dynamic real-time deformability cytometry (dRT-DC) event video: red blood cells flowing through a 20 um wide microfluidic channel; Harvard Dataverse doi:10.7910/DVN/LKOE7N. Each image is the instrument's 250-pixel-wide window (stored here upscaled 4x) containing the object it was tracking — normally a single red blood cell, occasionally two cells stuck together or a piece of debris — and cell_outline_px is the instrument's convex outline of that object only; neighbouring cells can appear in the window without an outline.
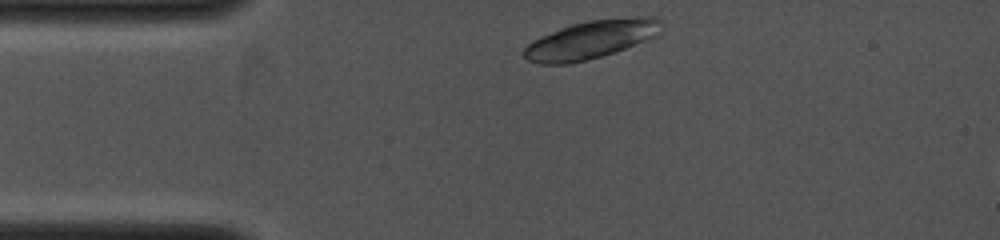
{"species": "common noctule bat (a hibernating species)", "species_latin": "Nyctalus noctula", "temperature_condition": "cold", "stored_images_in_passage": 6, "camera_frame_rate_fps": 4000, "um_per_image_px": 0.085, "animal": {"sex": "female", "body_mass_g": 19.0, "forearm_length_mm": 53.3}, "frame": {"image": 1, "passage_image": 1, "time_ms": 0.0, "image_size_px": [1000, 240], "cell_outline_px": [[664, 20], [660, 36], [600, 56], [568, 64], [540, 64], [528, 60], [524, 56], [524, 48], [532, 40], [540, 36], [560, 28], [572, 24], [588, 20], [632, 16], [656, 16]], "centroid_in_image_um": [50.32, 3.33], "position_along_channel_um": 34.7, "area_um2": 30.92}}